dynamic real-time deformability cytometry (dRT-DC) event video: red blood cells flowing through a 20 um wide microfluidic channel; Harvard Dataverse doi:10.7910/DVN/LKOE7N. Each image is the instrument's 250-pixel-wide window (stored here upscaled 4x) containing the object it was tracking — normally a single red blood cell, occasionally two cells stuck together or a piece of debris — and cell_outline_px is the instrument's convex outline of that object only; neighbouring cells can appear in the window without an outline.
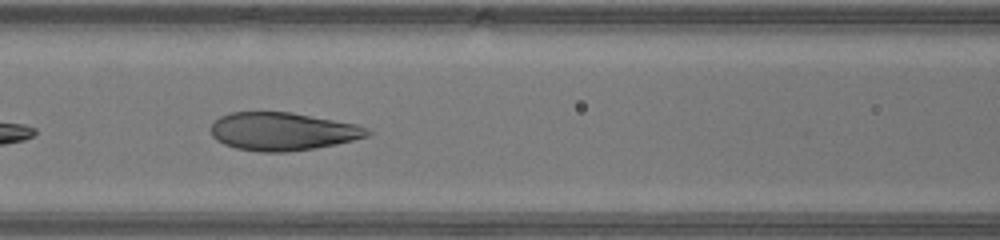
{"species": "human", "species_latin": "Homo sapiens", "temperature_condition": "warm", "stored_images_in_passage": 34, "camera_frame_rate_fps": 3000, "um_per_image_px": 0.085, "donor": {"sex": "male"}, "frame": {"image": 1, "passage_image": 7, "time_ms": 2.0, "image_size_px": [1000, 240], "cell_outline_px": [[372, 132], [368, 136], [336, 144], [316, 148], [288, 152], [260, 152], [236, 148], [224, 144], [216, 140], [212, 136], [212, 124], [220, 116], [232, 112], [292, 112], [356, 124], [368, 128]], "centroid_in_image_um": [24.03, 11.17], "position_along_channel_um": 142.6, "area_um2": 34.68}}
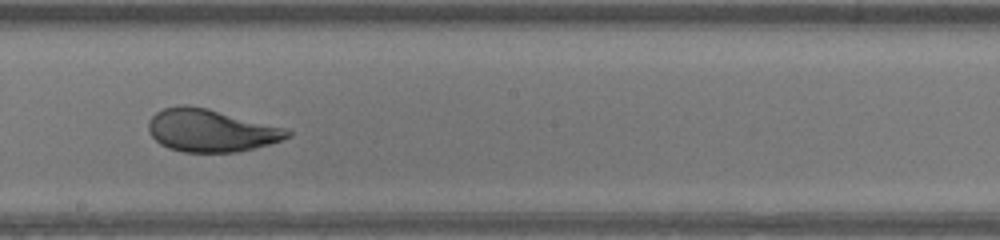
{"frame": {"image": 2, "passage_image": 13, "time_ms": 4.0, "image_size_px": [1000, 240], "cell_outline_px": [[292, 136], [268, 144], [236, 152], [184, 152], [168, 148], [160, 144], [152, 136], [148, 128], [148, 120], [156, 112], [164, 108], [180, 104], [188, 104], [208, 108], [288, 128], [292, 132]], "centroid_in_image_um": [17.92, 11.07], "position_along_channel_um": 230.3, "area_um2": 34.68}}
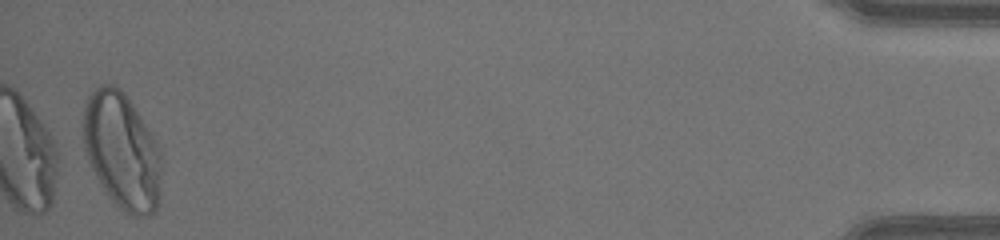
{"frame": {"image": 3, "passage_image": 33, "time_ms": 10.667, "image_size_px": [1000, 240], "cell_outline_px": [[160, 196], [156, 208], [152, 212], [144, 216], [132, 216], [124, 212], [104, 192], [88, 160], [84, 148], [84, 104], [88, 96], [100, 84], [116, 84], [124, 92], [152, 132], [160, 148]], "centroid_in_image_um": [10.37, 12.81], "position_along_channel_um": 424.8, "area_um2": 53.12}, "authors_computed_cell_mechanics": {"area_um2": 37.1654, "velocity_mm_per_s": 4.3775, "shape_relaxation_time_tau1_ms": 9.1064, "shape_relaxation_time_tau2_ms": null, "deformation_change_tau1": 0.3129, "deformation_change_tau2": null}}